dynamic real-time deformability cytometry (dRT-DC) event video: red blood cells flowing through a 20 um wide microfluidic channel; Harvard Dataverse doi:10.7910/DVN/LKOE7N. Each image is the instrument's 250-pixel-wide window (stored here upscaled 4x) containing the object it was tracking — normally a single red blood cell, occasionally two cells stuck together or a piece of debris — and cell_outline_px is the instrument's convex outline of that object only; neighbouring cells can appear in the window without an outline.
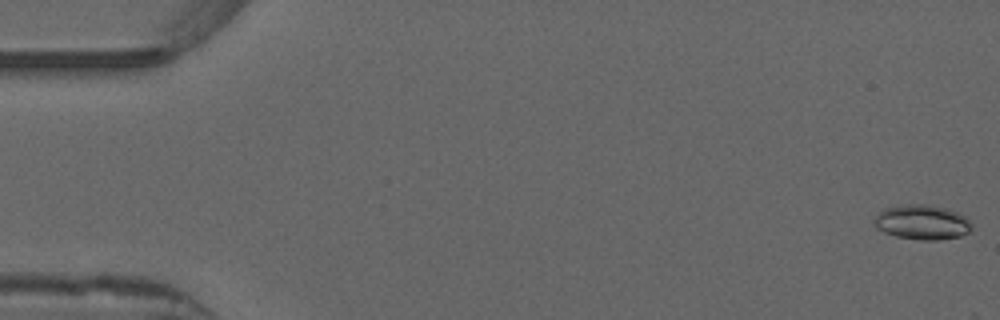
{"species": "common noctule bat (a hibernating species)", "species_latin": "Nyctalus noctula", "temperature_condition": "warm", "stored_images_in_passage": 52, "camera_frame_rate_fps": 3000, "um_per_image_px": 0.085, "animal": {"sex": "male", "forearm_length_mm": 52.5}, "frame": {"image": 1, "passage_image": 1, "time_ms": 0.0, "image_size_px": [1000, 320], "cell_outline_px": [[972, 228], [968, 232], [960, 236], [940, 240], [920, 240], [896, 236], [884, 232], [876, 228], [876, 216], [884, 208], [908, 204], [924, 204], [948, 208], [964, 216], [972, 224]], "centroid_in_image_um": [78.41, 18.89], "position_along_channel_um": 6.6, "area_um2": 19.59}}
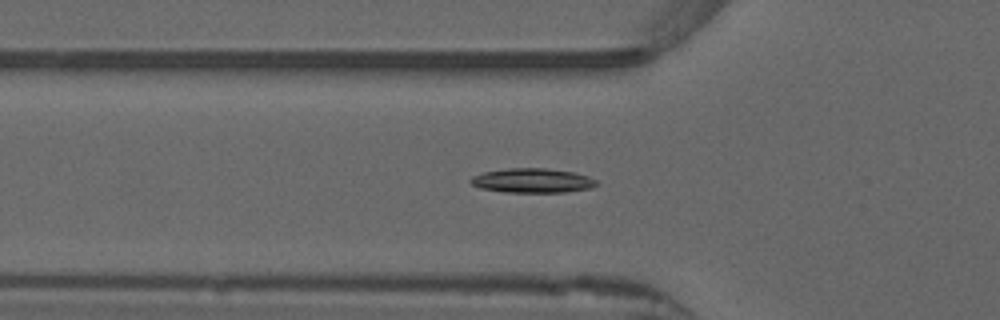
{"frame": {"image": 2, "passage_image": 18, "time_ms": 5.667, "image_size_px": [1000, 320], "cell_outline_px": [[596, 184], [588, 188], [564, 192], [504, 192], [480, 188], [472, 184], [468, 180], [472, 176], [484, 172], [508, 168], [544, 168], [572, 172], [588, 176], [596, 180]], "centroid_in_image_um": [45.19, 15.34], "position_along_channel_um": 80.6, "area_um2": 17.69}}
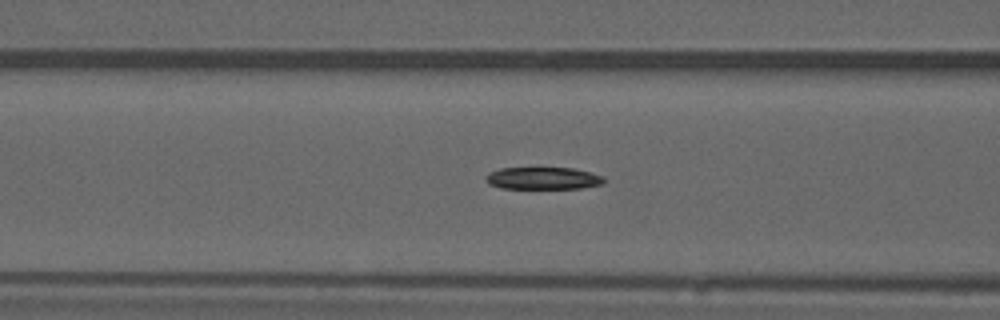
{"frame": {"image": 3, "passage_image": 21, "time_ms": 6.667, "image_size_px": [1000, 320], "cell_outline_px": [[604, 184], [580, 188], [500, 188], [488, 184], [484, 180], [484, 176], [488, 172], [500, 168], [572, 168], [592, 172], [604, 176]], "centroid_in_image_um": [46.13, 15.15], "position_along_channel_um": 120.5, "area_um2": 15.49}, "authors_computed_cell_mechanics": {"area_um2": 16.8198, "velocity_mm_per_s": 3.9397, "shape_relaxation_time_tau1_ms": 10.2607, "shape_relaxation_time_tau2_ms": null, "deformation_change_tau1": 0.2429, "deformation_change_tau2": null}}